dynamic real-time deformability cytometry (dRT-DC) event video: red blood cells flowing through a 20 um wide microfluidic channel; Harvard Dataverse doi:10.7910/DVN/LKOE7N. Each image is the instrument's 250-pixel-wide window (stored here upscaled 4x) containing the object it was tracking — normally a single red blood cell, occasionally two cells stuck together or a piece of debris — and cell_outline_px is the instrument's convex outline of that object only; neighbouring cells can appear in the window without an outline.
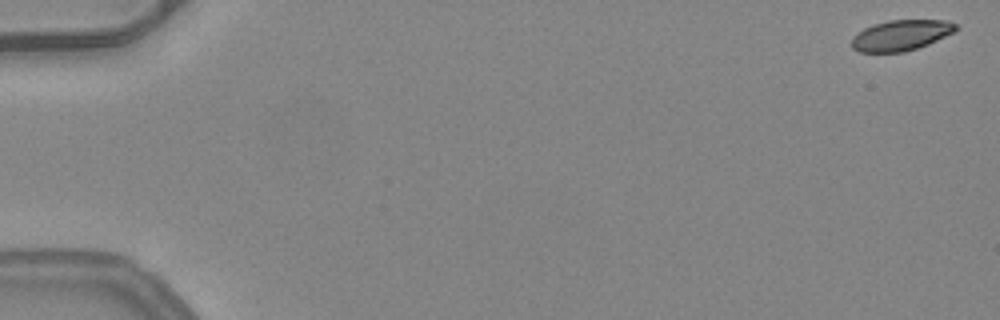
{"species": "common noctule bat (a hibernating species)", "species_latin": "Nyctalus noctula", "temperature_condition": "warm", "stored_images_in_passage": 52, "camera_frame_rate_fps": 3000, "um_per_image_px": 0.085, "animal": {"sex": "female", "body_mass_g": 24.6, "forearm_length_mm": 56.2}, "frame": {"image": 1, "passage_image": 1, "time_ms": 0.0, "image_size_px": [1000, 320], "cell_outline_px": [[960, 28], [928, 44], [904, 52], [860, 52], [852, 48], [852, 36], [864, 28], [888, 20], [944, 20], [956, 24]], "centroid_in_image_um": [76.56, 3.0], "position_along_channel_um": 8.4, "area_um2": 18.38}}
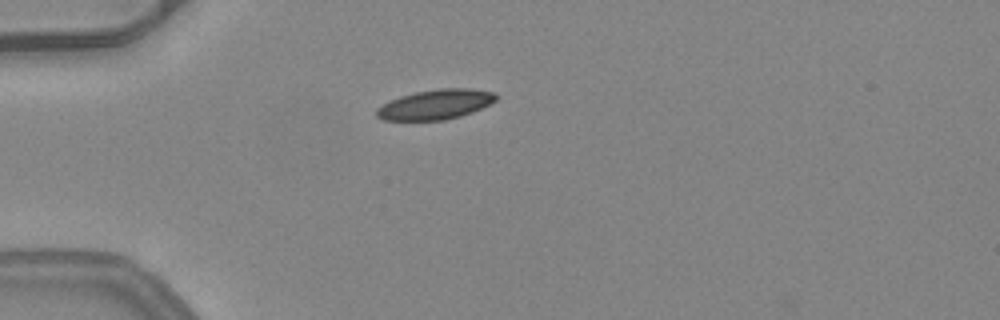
{"frame": {"image": 2, "passage_image": 15, "time_ms": 4.667, "image_size_px": [1000, 320], "cell_outline_px": [[500, 96], [496, 100], [472, 112], [460, 116], [444, 120], [384, 120], [376, 116], [376, 108], [400, 96], [416, 92], [440, 88], [468, 88], [496, 92]], "centroid_in_image_um": [37.05, 8.87], "position_along_channel_um": 48.0, "area_um2": 20.69}}
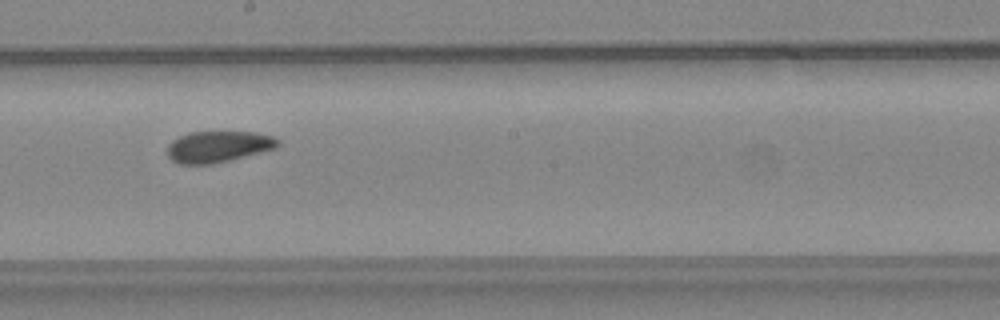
{"frame": {"image": 3, "passage_image": 30, "time_ms": 9.667, "image_size_px": [1000, 320], "cell_outline_px": [[280, 144], [276, 148], [212, 164], [180, 164], [172, 160], [168, 156], [168, 144], [172, 140], [180, 136], [192, 132], [256, 132], [272, 136], [280, 140]], "centroid_in_image_um": [18.55, 12.46], "position_along_channel_um": 229.6, "area_um2": 20.0}, "authors_computed_cell_mechanics": {"area_um2": 20.3167, "velocity_mm_per_s": 4.036, "shape_relaxation_time_tau1_ms": 4.6278, "shape_relaxation_time_tau2_ms": 4.276, "deformation_change_tau1": 0.1002, "deformation_change_tau2": 0.0966}}